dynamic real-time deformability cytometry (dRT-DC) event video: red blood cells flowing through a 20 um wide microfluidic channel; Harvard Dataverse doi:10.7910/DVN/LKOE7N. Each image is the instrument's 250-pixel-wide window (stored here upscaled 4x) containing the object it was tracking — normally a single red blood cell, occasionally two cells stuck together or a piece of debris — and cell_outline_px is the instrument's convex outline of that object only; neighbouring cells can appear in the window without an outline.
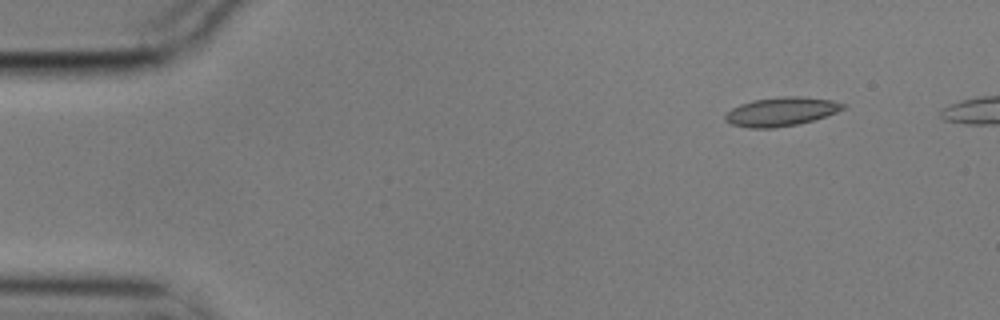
{"species": "common noctule bat (a hibernating species)", "species_latin": "Nyctalus noctula", "temperature_condition": "cold", "stored_images_in_passage": 4, "camera_frame_rate_fps": 3000, "um_per_image_px": 0.085, "animal": {"sex": "male", "body_mass_g": 17.9}, "frame": {"image": 1, "passage_image": 1, "time_ms": 0.0, "image_size_px": [1000, 320], "cell_outline_px": [[848, 104], [844, 108], [836, 112], [800, 124], [776, 128], [748, 128], [732, 124], [724, 120], [724, 116], [732, 108], [740, 104], [752, 100], [784, 96], [800, 96], [832, 100]], "centroid_in_image_um": [66.39, 9.49], "position_along_channel_um": 18.6, "area_um2": 19.83}}